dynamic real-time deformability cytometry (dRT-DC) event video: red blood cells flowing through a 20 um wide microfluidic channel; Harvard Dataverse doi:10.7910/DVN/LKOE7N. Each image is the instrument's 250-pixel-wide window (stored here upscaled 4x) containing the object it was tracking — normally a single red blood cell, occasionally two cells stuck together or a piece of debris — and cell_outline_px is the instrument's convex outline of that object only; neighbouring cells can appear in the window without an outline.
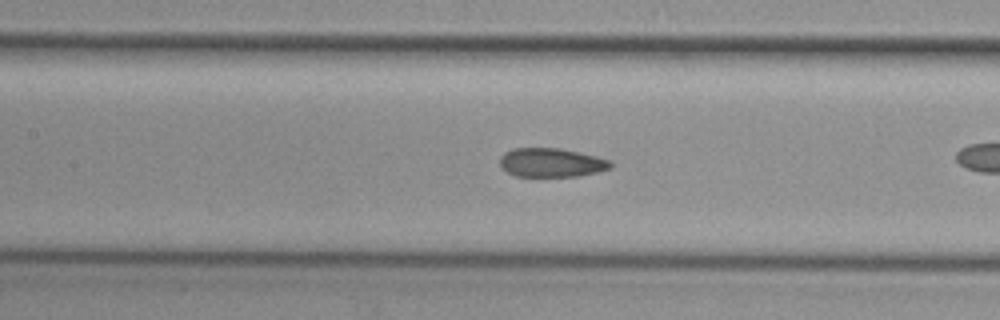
{"species": "common noctule bat (a hibernating species)", "species_latin": "Nyctalus noctula", "temperature_condition": "cold", "stored_images_in_passage": 44, "camera_frame_rate_fps": 3000, "um_per_image_px": 0.085, "animal": {"sex": "female", "body_mass_g": 29.2, "forearm_length_mm": 56.3}, "frame": {"image": 1, "passage_image": 26, "time_ms": 8.333, "image_size_px": [1000, 320], "cell_outline_px": [[612, 168], [580, 176], [516, 176], [508, 172], [500, 164], [500, 156], [504, 152], [512, 148], [560, 148], [580, 152], [596, 156], [608, 160], [612, 164]], "centroid_in_image_um": [46.86, 13.81], "position_along_channel_um": 160.5, "area_um2": 18.61}}